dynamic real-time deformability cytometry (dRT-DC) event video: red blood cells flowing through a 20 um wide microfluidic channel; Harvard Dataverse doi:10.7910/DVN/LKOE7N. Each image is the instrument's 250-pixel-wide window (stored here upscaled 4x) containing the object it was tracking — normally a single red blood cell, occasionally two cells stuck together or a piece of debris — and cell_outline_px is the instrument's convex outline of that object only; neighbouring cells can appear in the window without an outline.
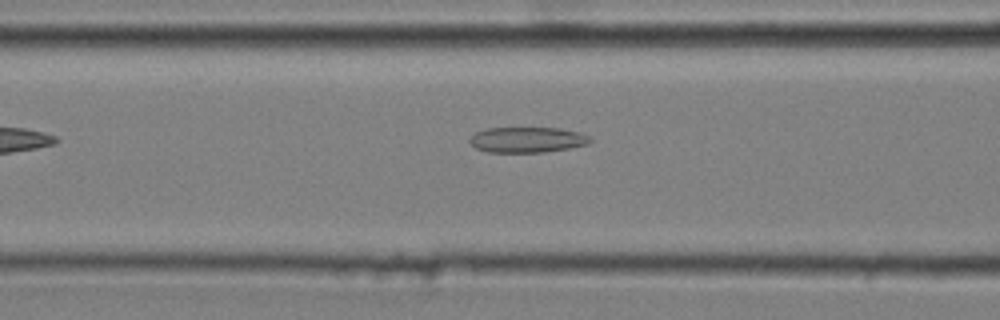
{"species": "common noctule bat (a hibernating species)", "species_latin": "Nyctalus noctula", "temperature_condition": "cold", "stored_images_in_passage": 6, "camera_frame_rate_fps": 3000, "um_per_image_px": 0.085, "animal": {"sex": "male", "body_mass_g": 20.4}, "frame": {"image": 1, "passage_image": 4, "time_ms": 1.0, "image_size_px": [1000, 320], "cell_outline_px": [[592, 140], [588, 144], [568, 148], [544, 152], [488, 152], [476, 148], [468, 140], [476, 132], [484, 128], [560, 128], [580, 132], [588, 136]], "centroid_in_image_um": [44.81, 11.87], "position_along_channel_um": 121.8, "area_um2": 17.86}}
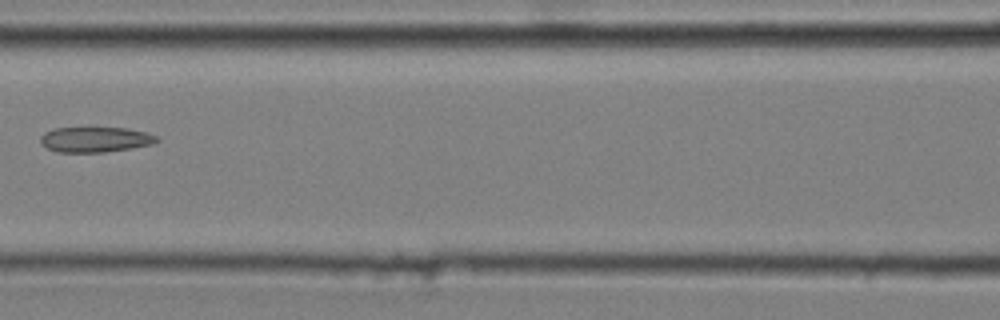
{"frame": {"image": 2, "passage_image": 5, "time_ms": 1.333, "image_size_px": [1000, 320], "cell_outline_px": [[160, 140], [152, 144], [104, 152], [56, 152], [40, 144], [40, 136], [44, 132], [52, 128], [128, 128], [160, 136]], "centroid_in_image_um": [8.07, 11.85], "position_along_channel_um": 158.5, "area_um2": 17.17}}
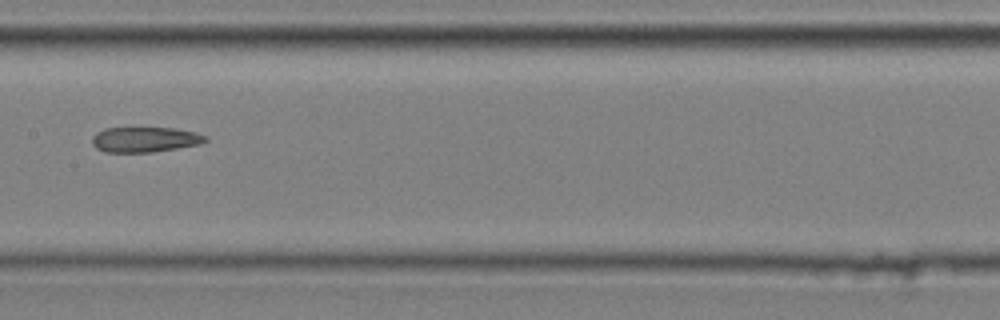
{"frame": {"image": 3, "passage_image": 6, "time_ms": 1.667, "image_size_px": [1000, 320], "cell_outline_px": [[208, 140], [200, 144], [152, 152], [104, 152], [96, 148], [92, 144], [92, 136], [96, 132], [104, 128], [176, 128], [196, 132], [208, 136]], "centroid_in_image_um": [12.31, 11.85], "position_along_channel_um": 195.1, "area_um2": 16.76}}